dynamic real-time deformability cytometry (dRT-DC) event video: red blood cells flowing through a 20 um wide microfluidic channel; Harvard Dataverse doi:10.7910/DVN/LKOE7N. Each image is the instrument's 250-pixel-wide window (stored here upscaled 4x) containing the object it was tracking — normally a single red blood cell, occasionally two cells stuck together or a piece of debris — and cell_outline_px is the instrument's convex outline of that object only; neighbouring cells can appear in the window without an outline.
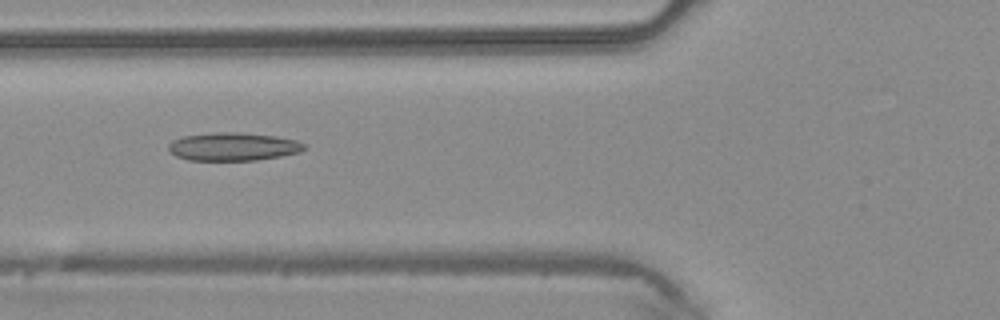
{"species": "common noctule bat (a hibernating species)", "species_latin": "Nyctalus noctula", "temperature_condition": "warm", "stored_images_in_passage": 7, "camera_frame_rate_fps": 3000, "um_per_image_px": 0.085, "animal": {"sex": "male", "body_mass_g": 20.4}, "frame": {"image": 1, "passage_image": 6, "time_ms": 1.667, "image_size_px": [1000, 320], "cell_outline_px": [[308, 148], [300, 152], [280, 156], [256, 160], [188, 160], [176, 156], [168, 148], [168, 144], [172, 140], [184, 136], [216, 132], [236, 132], [276, 136], [296, 140], [304, 144]], "centroid_in_image_um": [19.83, 12.46], "position_along_channel_um": 106.0, "area_um2": 22.2}}
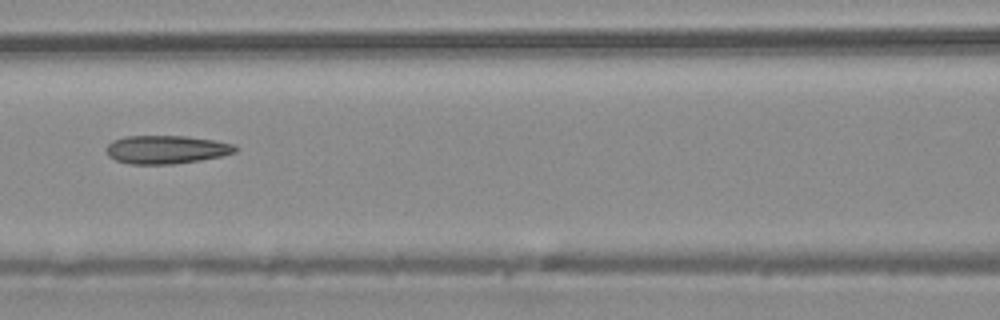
{"frame": {"image": 2, "passage_image": 7, "time_ms": 2.0, "image_size_px": [1000, 320], "cell_outline_px": [[240, 148], [236, 152], [220, 156], [200, 160], [172, 164], [128, 164], [116, 160], [108, 156], [108, 144], [112, 140], [124, 136], [184, 136], [212, 140], [232, 144]], "centroid_in_image_um": [14.12, 12.71], "position_along_channel_um": 152.5, "area_um2": 21.15}}